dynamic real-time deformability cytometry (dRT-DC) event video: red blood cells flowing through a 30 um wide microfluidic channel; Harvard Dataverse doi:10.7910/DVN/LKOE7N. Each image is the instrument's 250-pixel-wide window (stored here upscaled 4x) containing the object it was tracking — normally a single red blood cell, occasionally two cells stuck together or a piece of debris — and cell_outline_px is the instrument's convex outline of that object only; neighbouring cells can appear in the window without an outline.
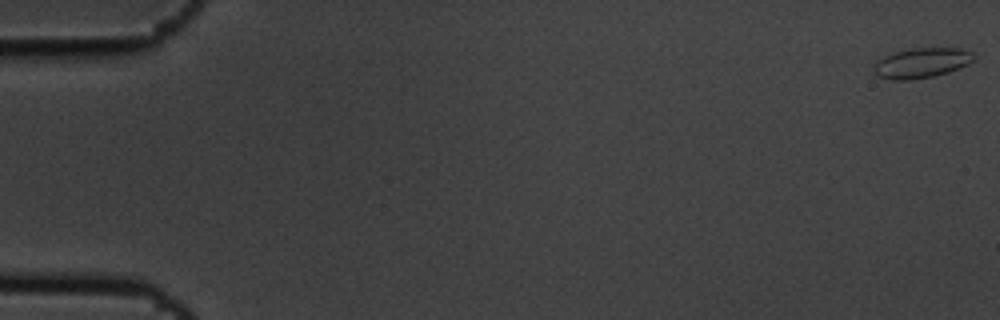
{"species": "common noctule bat (a hibernating species)", "species_latin": "Nyctalus noctula", "temperature_condition": "cold", "stored_images_in_passage": 8, "camera_frame_rate_fps": 3000, "um_per_image_px": 0.085, "animal": {"sex": "male", "body_mass_g": 19.5, "forearm_length_mm": 54.6}, "frame": {"image": 1, "passage_image": 1, "time_ms": 0.0, "image_size_px": [1000, 320], "cell_outline_px": [[976, 56], [968, 64], [948, 72], [932, 76], [908, 80], [892, 80], [876, 76], [872, 72], [872, 68], [876, 60], [892, 52], [912, 48], [960, 48], [972, 52]], "centroid_in_image_um": [78.26, 5.34], "position_along_channel_um": 6.7, "area_um2": 17.69}}
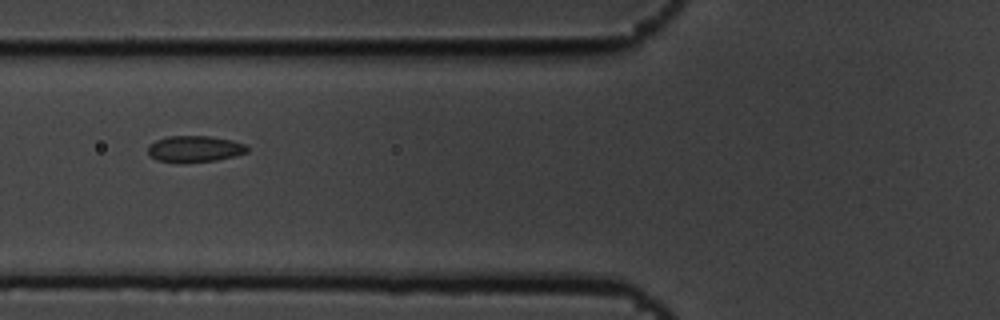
{"frame": {"image": 2, "passage_image": 7, "time_ms": 2.0, "image_size_px": [1000, 320], "cell_outline_px": [[248, 152], [236, 156], [216, 160], [180, 164], [156, 160], [148, 152], [148, 144], [156, 140], [168, 136], [212, 136], [232, 140], [244, 144], [248, 148]], "centroid_in_image_um": [16.54, 12.67], "position_along_channel_um": 109.3, "area_um2": 15.55}}
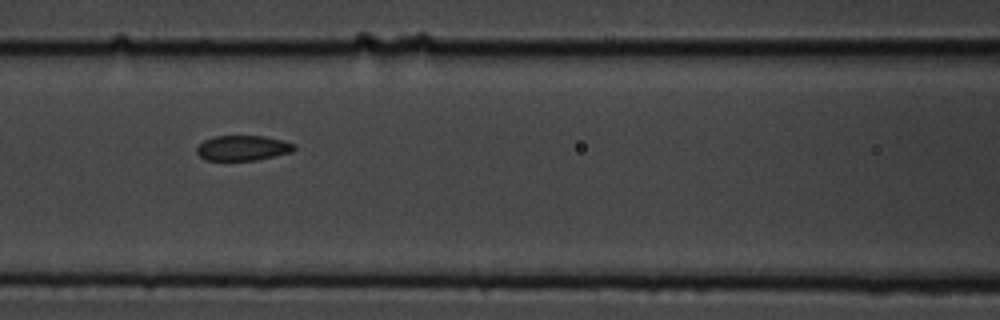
{"frame": {"image": 3, "passage_image": 8, "time_ms": 2.333, "image_size_px": [1000, 320], "cell_outline_px": [[296, 148], [292, 152], [256, 160], [204, 160], [196, 152], [196, 148], [204, 140], [216, 136], [264, 136], [284, 140], [296, 144]], "centroid_in_image_um": [20.66, 12.58], "position_along_channel_um": 145.9, "area_um2": 14.33}}